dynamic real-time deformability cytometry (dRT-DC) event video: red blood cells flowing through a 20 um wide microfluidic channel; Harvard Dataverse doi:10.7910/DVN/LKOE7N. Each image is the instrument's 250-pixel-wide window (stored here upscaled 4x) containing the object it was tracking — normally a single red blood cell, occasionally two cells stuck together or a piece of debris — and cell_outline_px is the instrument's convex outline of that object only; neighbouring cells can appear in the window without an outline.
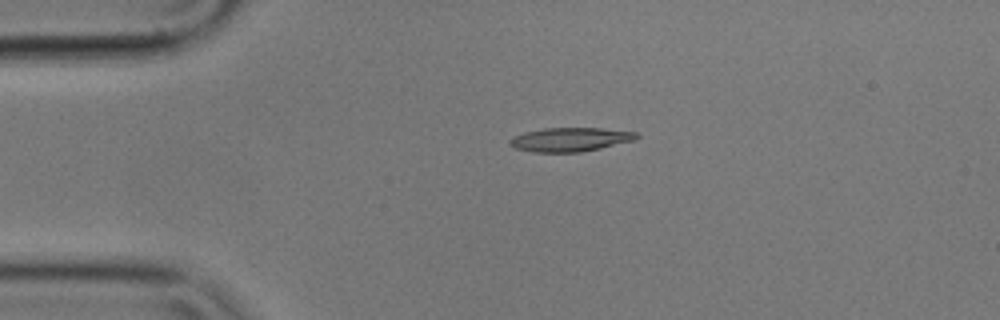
{"species": "common noctule bat (a hibernating species)", "species_latin": "Nyctalus noctula", "temperature_condition": "cold", "stored_images_in_passage": 4, "camera_frame_rate_fps": 3000, "um_per_image_px": 0.085, "animal": {"sex": "male", "body_mass_g": 17.9}, "frame": {"image": 1, "passage_image": 3, "time_ms": 0.667, "image_size_px": [1000, 320], "cell_outline_px": [[640, 136], [636, 140], [600, 148], [580, 152], [536, 152], [516, 148], [508, 140], [524, 132], [544, 128], [600, 128], [640, 132]], "centroid_in_image_um": [48.56, 11.85], "position_along_channel_um": 36.4, "area_um2": 17.57}}